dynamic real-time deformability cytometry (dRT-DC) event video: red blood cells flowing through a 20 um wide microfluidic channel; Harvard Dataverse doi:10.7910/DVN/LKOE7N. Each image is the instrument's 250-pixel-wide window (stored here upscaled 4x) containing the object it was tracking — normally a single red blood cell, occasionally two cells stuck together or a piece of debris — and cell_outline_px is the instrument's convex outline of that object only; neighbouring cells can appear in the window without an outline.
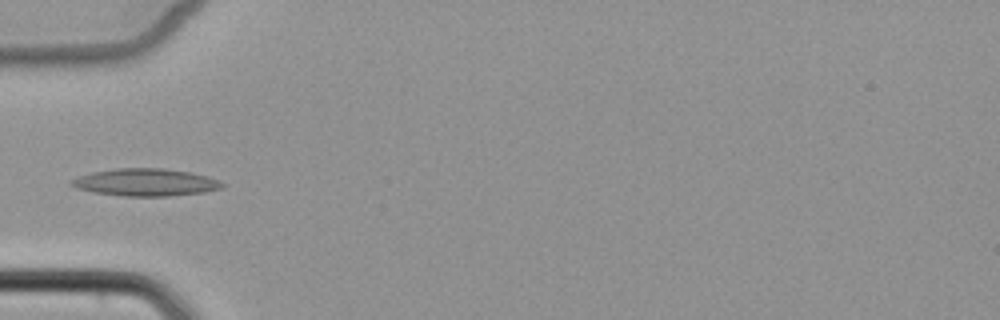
{"species": "common noctule bat (a hibernating species)", "species_latin": "Nyctalus noctula", "temperature_condition": "cold", "stored_images_in_passage": 5, "camera_frame_rate_fps": 3000, "um_per_image_px": 0.085, "animal": {"sex": "female", "body_mass_g": 22.7, "forearm_length_mm": 54.2}, "frame": {"image": 1, "passage_image": 5, "time_ms": 5.667, "image_size_px": [1000, 320], "cell_outline_px": [[224, 184], [220, 188], [204, 192], [168, 196], [124, 196], [92, 192], [76, 188], [68, 184], [72, 180], [80, 176], [92, 172], [116, 168], [164, 168], [188, 172], [204, 176], [216, 180]], "centroid_in_image_um": [12.3, 15.5], "position_along_channel_um": 72.7, "area_um2": 23.76}}